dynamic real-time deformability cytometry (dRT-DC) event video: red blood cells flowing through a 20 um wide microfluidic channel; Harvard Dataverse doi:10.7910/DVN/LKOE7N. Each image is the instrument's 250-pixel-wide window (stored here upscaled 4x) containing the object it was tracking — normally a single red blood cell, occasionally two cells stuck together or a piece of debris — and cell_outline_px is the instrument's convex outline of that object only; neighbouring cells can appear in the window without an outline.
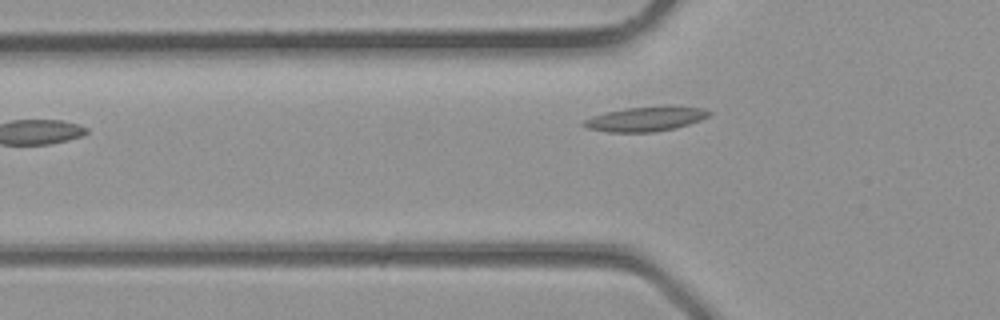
{"species": "common noctule bat (a hibernating species)", "species_latin": "Nyctalus noctula", "temperature_condition": "room temperature", "stored_images_in_passage": 5, "camera_frame_rate_fps": 3000, "um_per_image_px": 0.085, "animal": {"sex": "male", "body_mass_g": 23.1, "forearm_length_mm": 52.7}, "frame": {"image": 1, "passage_image": 5, "time_ms": 1.333, "image_size_px": [1000, 320], "cell_outline_px": [[712, 112], [708, 116], [700, 120], [676, 128], [652, 132], [608, 132], [588, 128], [580, 124], [584, 120], [592, 116], [604, 112], [624, 108], [668, 104], [704, 108]], "centroid_in_image_um": [54.9, 10.08], "position_along_channel_um": 70.9, "area_um2": 18.44}}